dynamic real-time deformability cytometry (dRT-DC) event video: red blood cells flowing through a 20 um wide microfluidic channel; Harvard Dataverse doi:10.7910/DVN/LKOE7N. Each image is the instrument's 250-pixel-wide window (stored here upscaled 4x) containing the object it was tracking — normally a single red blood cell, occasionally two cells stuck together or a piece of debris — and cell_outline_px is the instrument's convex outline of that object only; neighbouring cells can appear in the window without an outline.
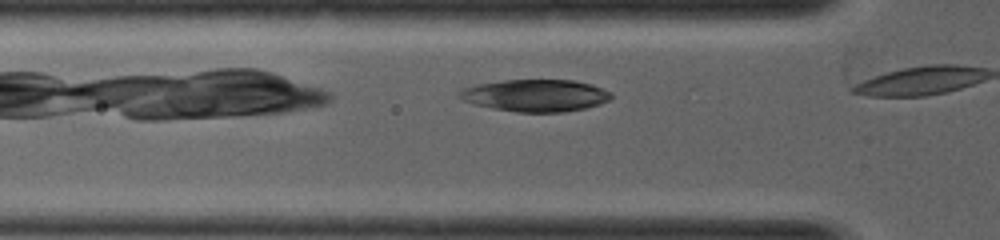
{"species": "common noctule bat (a hibernating species)", "species_latin": "Nyctalus noctula", "temperature_condition": "warm", "stored_images_in_passage": 4, "camera_frame_rate_fps": 5000, "um_per_image_px": 0.085, "animal": {"sex": "female", "body_mass_g": 19.0, "forearm_length_mm": 53.3}, "frame": {"image": 1, "passage_image": 3, "time_ms": 0.4, "image_size_px": [1000, 240], "cell_outline_px": [[612, 96], [608, 100], [600, 104], [584, 108], [564, 112], [516, 112], [492, 108], [476, 104], [464, 100], [456, 96], [456, 92], [464, 88], [476, 84], [504, 80], [572, 80], [592, 84], [612, 92]], "centroid_in_image_um": [45.51, 8.11], "position_along_channel_um": 80.3, "area_um2": 28.44}}